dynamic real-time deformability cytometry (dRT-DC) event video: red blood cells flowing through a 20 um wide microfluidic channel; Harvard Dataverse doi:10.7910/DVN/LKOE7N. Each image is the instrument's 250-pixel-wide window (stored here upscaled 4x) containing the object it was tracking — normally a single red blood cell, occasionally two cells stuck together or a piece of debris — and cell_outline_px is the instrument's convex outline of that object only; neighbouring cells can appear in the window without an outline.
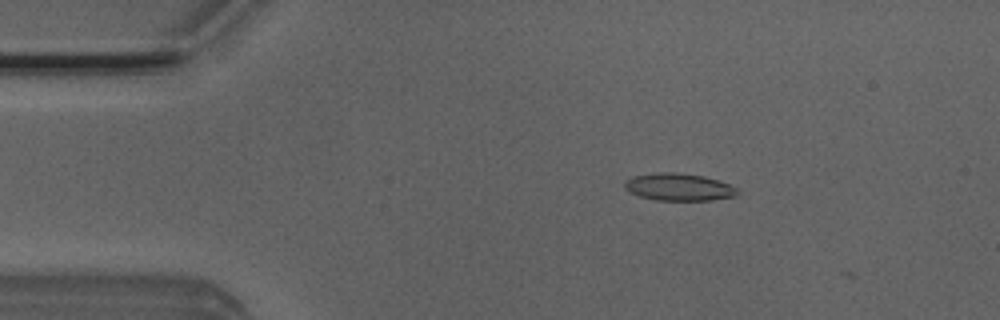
{"species": "Egyptian fruit bat (a non-hibernating species)", "species_latin": "Rousettus aegyptiacus", "temperature_condition": "room temperature", "stored_images_in_passage": 11, "camera_frame_rate_fps": 3000, "um_per_image_px": 0.085, "animal": {"sex": "male"}, "frame": {"image": 1, "passage_image": 9, "time_ms": 2.667, "image_size_px": [1000, 320], "cell_outline_px": [[740, 192], [736, 196], [712, 200], [656, 200], [640, 196], [628, 192], [624, 188], [624, 184], [632, 176], [656, 172], [676, 172], [704, 176], [728, 184], [736, 188]], "centroid_in_image_um": [57.68, 15.9], "position_along_channel_um": 27.3, "area_um2": 17.98}}